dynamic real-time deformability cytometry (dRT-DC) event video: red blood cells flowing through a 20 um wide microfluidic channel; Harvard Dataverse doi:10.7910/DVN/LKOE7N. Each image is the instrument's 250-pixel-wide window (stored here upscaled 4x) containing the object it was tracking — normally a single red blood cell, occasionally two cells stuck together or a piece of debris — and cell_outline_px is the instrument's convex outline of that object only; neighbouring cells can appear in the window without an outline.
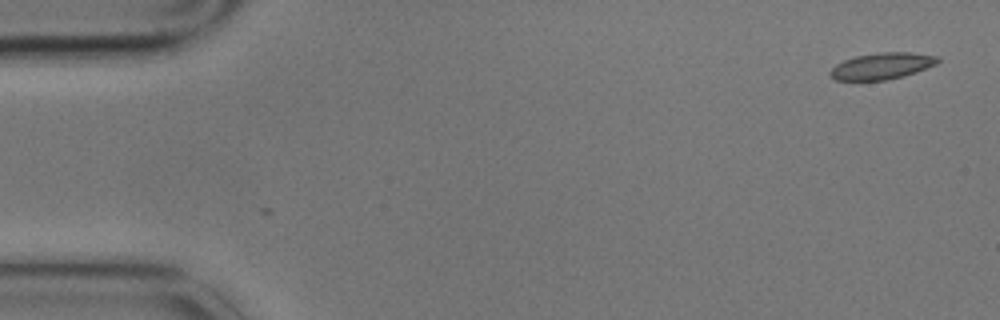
{"species": "common noctule bat (a hibernating species)", "species_latin": "Nyctalus noctula", "temperature_condition": "cold", "stored_images_in_passage": 2, "camera_frame_rate_fps": 3000, "um_per_image_px": 0.085, "animal": {"sex": "male", "body_mass_g": 17.9}, "frame": {"image": 1, "passage_image": 2, "time_ms": 0.333, "image_size_px": [1000, 320], "cell_outline_px": [[940, 60], [936, 64], [916, 72], [904, 76], [884, 80], [836, 80], [828, 72], [836, 64], [844, 60], [856, 56], [880, 52], [912, 52], [940, 56]], "centroid_in_image_um": [75.0, 5.6], "position_along_channel_um": 10.0, "area_um2": 16.59}}